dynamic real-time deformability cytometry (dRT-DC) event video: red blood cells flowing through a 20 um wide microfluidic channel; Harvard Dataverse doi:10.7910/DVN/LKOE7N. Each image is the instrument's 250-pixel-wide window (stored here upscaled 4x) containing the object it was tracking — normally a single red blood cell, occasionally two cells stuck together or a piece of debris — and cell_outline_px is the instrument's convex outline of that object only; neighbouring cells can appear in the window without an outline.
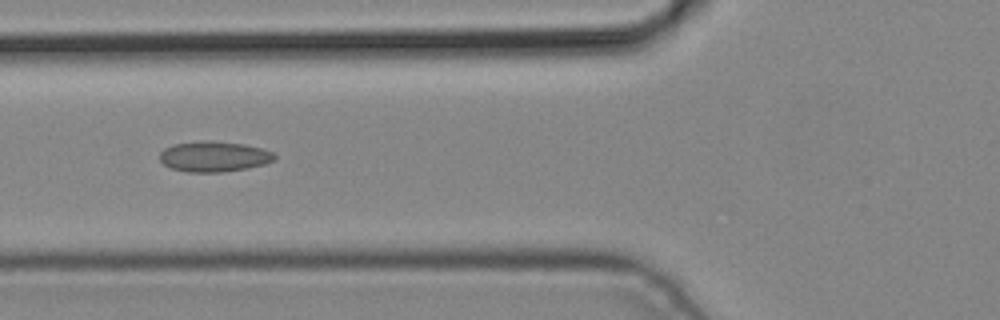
{"species": "common noctule bat (a hibernating species)", "species_latin": "Nyctalus noctula", "temperature_condition": "cold", "stored_images_in_passage": 5, "camera_frame_rate_fps": 3000, "um_per_image_px": 0.085, "animal": {"sex": "male", "body_mass_g": 19.2, "forearm_length_mm": 51.8}, "frame": {"image": 1, "passage_image": 5, "time_ms": 1.333, "image_size_px": [1000, 320], "cell_outline_px": [[276, 160], [264, 164], [248, 168], [220, 172], [188, 172], [172, 168], [164, 164], [160, 160], [160, 152], [164, 148], [172, 144], [204, 140], [212, 140], [244, 144], [260, 148], [272, 152], [276, 156]], "centroid_in_image_um": [18.18, 13.29], "position_along_channel_um": 107.6, "area_um2": 20.46}}